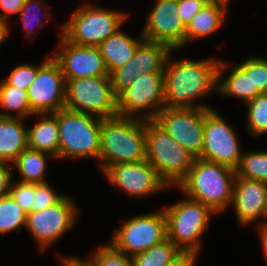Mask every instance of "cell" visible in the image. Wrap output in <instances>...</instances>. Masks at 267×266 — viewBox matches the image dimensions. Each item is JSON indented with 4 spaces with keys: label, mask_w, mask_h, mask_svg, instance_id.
Instances as JSON below:
<instances>
[{
    "label": "cell",
    "mask_w": 267,
    "mask_h": 266,
    "mask_svg": "<svg viewBox=\"0 0 267 266\" xmlns=\"http://www.w3.org/2000/svg\"><path fill=\"white\" fill-rule=\"evenodd\" d=\"M171 50L164 66V108H204L195 99L217 91L220 59L170 61Z\"/></svg>",
    "instance_id": "6da1fadb"
},
{
    "label": "cell",
    "mask_w": 267,
    "mask_h": 266,
    "mask_svg": "<svg viewBox=\"0 0 267 266\" xmlns=\"http://www.w3.org/2000/svg\"><path fill=\"white\" fill-rule=\"evenodd\" d=\"M146 159V120L113 116L101 120L99 166L104 172L115 164Z\"/></svg>",
    "instance_id": "7a4b0ae2"
},
{
    "label": "cell",
    "mask_w": 267,
    "mask_h": 266,
    "mask_svg": "<svg viewBox=\"0 0 267 266\" xmlns=\"http://www.w3.org/2000/svg\"><path fill=\"white\" fill-rule=\"evenodd\" d=\"M235 177V169L229 166L195 158L177 188L188 198L201 202L218 214L232 202Z\"/></svg>",
    "instance_id": "3957f363"
},
{
    "label": "cell",
    "mask_w": 267,
    "mask_h": 266,
    "mask_svg": "<svg viewBox=\"0 0 267 266\" xmlns=\"http://www.w3.org/2000/svg\"><path fill=\"white\" fill-rule=\"evenodd\" d=\"M53 114L59 128V160L94 158L99 161L102 118L66 108Z\"/></svg>",
    "instance_id": "277c9868"
},
{
    "label": "cell",
    "mask_w": 267,
    "mask_h": 266,
    "mask_svg": "<svg viewBox=\"0 0 267 266\" xmlns=\"http://www.w3.org/2000/svg\"><path fill=\"white\" fill-rule=\"evenodd\" d=\"M146 160L170 188L187 176L195 157L154 120H146Z\"/></svg>",
    "instance_id": "5b68a950"
},
{
    "label": "cell",
    "mask_w": 267,
    "mask_h": 266,
    "mask_svg": "<svg viewBox=\"0 0 267 266\" xmlns=\"http://www.w3.org/2000/svg\"><path fill=\"white\" fill-rule=\"evenodd\" d=\"M167 238L182 252H200V236L215 214L199 201L185 198L164 208Z\"/></svg>",
    "instance_id": "8992f818"
},
{
    "label": "cell",
    "mask_w": 267,
    "mask_h": 266,
    "mask_svg": "<svg viewBox=\"0 0 267 266\" xmlns=\"http://www.w3.org/2000/svg\"><path fill=\"white\" fill-rule=\"evenodd\" d=\"M127 17L122 11L81 5L62 26L61 34L74 44L97 47L120 29Z\"/></svg>",
    "instance_id": "52a82bcc"
},
{
    "label": "cell",
    "mask_w": 267,
    "mask_h": 266,
    "mask_svg": "<svg viewBox=\"0 0 267 266\" xmlns=\"http://www.w3.org/2000/svg\"><path fill=\"white\" fill-rule=\"evenodd\" d=\"M64 108L102 119L118 115L117 96L113 92L110 77L66 80Z\"/></svg>",
    "instance_id": "ba28073f"
},
{
    "label": "cell",
    "mask_w": 267,
    "mask_h": 266,
    "mask_svg": "<svg viewBox=\"0 0 267 266\" xmlns=\"http://www.w3.org/2000/svg\"><path fill=\"white\" fill-rule=\"evenodd\" d=\"M163 87L164 73H148L137 77L130 86L117 95V114L123 117L154 120L164 108ZM144 109L145 113L142 112Z\"/></svg>",
    "instance_id": "9c48e42d"
},
{
    "label": "cell",
    "mask_w": 267,
    "mask_h": 266,
    "mask_svg": "<svg viewBox=\"0 0 267 266\" xmlns=\"http://www.w3.org/2000/svg\"><path fill=\"white\" fill-rule=\"evenodd\" d=\"M167 239L164 210L130 218L114 233L111 244L129 257Z\"/></svg>",
    "instance_id": "30bf717a"
},
{
    "label": "cell",
    "mask_w": 267,
    "mask_h": 266,
    "mask_svg": "<svg viewBox=\"0 0 267 266\" xmlns=\"http://www.w3.org/2000/svg\"><path fill=\"white\" fill-rule=\"evenodd\" d=\"M242 156L237 133L215 110L204 109L201 159L236 169Z\"/></svg>",
    "instance_id": "8fae6325"
},
{
    "label": "cell",
    "mask_w": 267,
    "mask_h": 266,
    "mask_svg": "<svg viewBox=\"0 0 267 266\" xmlns=\"http://www.w3.org/2000/svg\"><path fill=\"white\" fill-rule=\"evenodd\" d=\"M76 207L72 199L64 196L59 202L44 210L27 213L25 228L35 238L41 252L74 226L78 212Z\"/></svg>",
    "instance_id": "7c38bea8"
},
{
    "label": "cell",
    "mask_w": 267,
    "mask_h": 266,
    "mask_svg": "<svg viewBox=\"0 0 267 266\" xmlns=\"http://www.w3.org/2000/svg\"><path fill=\"white\" fill-rule=\"evenodd\" d=\"M154 121L192 156L201 157L204 108H163Z\"/></svg>",
    "instance_id": "4fadbf2b"
},
{
    "label": "cell",
    "mask_w": 267,
    "mask_h": 266,
    "mask_svg": "<svg viewBox=\"0 0 267 266\" xmlns=\"http://www.w3.org/2000/svg\"><path fill=\"white\" fill-rule=\"evenodd\" d=\"M66 81L59 64L46 56L38 66L37 76L28 89L30 108L34 114L55 113L65 106Z\"/></svg>",
    "instance_id": "5bb4252c"
},
{
    "label": "cell",
    "mask_w": 267,
    "mask_h": 266,
    "mask_svg": "<svg viewBox=\"0 0 267 266\" xmlns=\"http://www.w3.org/2000/svg\"><path fill=\"white\" fill-rule=\"evenodd\" d=\"M104 174L111 185L136 198L169 190L168 185L158 176L154 166L146 159L112 165L104 171Z\"/></svg>",
    "instance_id": "9a60e30c"
},
{
    "label": "cell",
    "mask_w": 267,
    "mask_h": 266,
    "mask_svg": "<svg viewBox=\"0 0 267 266\" xmlns=\"http://www.w3.org/2000/svg\"><path fill=\"white\" fill-rule=\"evenodd\" d=\"M186 27L178 14V0H157L147 15L141 35L147 41L167 45L171 50L184 48Z\"/></svg>",
    "instance_id": "2e32d148"
},
{
    "label": "cell",
    "mask_w": 267,
    "mask_h": 266,
    "mask_svg": "<svg viewBox=\"0 0 267 266\" xmlns=\"http://www.w3.org/2000/svg\"><path fill=\"white\" fill-rule=\"evenodd\" d=\"M58 51L53 59L59 64L66 80L86 77L109 76L98 47L82 46L68 41L61 35Z\"/></svg>",
    "instance_id": "e0dca14e"
},
{
    "label": "cell",
    "mask_w": 267,
    "mask_h": 266,
    "mask_svg": "<svg viewBox=\"0 0 267 266\" xmlns=\"http://www.w3.org/2000/svg\"><path fill=\"white\" fill-rule=\"evenodd\" d=\"M266 195L267 182L235 177L231 203L240 224H252L257 219H264Z\"/></svg>",
    "instance_id": "ac0fdd59"
},
{
    "label": "cell",
    "mask_w": 267,
    "mask_h": 266,
    "mask_svg": "<svg viewBox=\"0 0 267 266\" xmlns=\"http://www.w3.org/2000/svg\"><path fill=\"white\" fill-rule=\"evenodd\" d=\"M224 61L219 62L217 92L222 96L237 97L248 103L255 96L262 94L260 90H253L252 81V57L234 66L226 79L221 77L228 68Z\"/></svg>",
    "instance_id": "d6986e66"
},
{
    "label": "cell",
    "mask_w": 267,
    "mask_h": 266,
    "mask_svg": "<svg viewBox=\"0 0 267 266\" xmlns=\"http://www.w3.org/2000/svg\"><path fill=\"white\" fill-rule=\"evenodd\" d=\"M145 40L141 35L140 38L134 39L127 33L118 29L106 40L100 43V54L104 59L109 74L114 70L125 65L134 55L137 47Z\"/></svg>",
    "instance_id": "ffe728a7"
},
{
    "label": "cell",
    "mask_w": 267,
    "mask_h": 266,
    "mask_svg": "<svg viewBox=\"0 0 267 266\" xmlns=\"http://www.w3.org/2000/svg\"><path fill=\"white\" fill-rule=\"evenodd\" d=\"M34 115L40 119L34 126L27 128L28 148L59 159V128L56 116L53 113Z\"/></svg>",
    "instance_id": "44dd1931"
},
{
    "label": "cell",
    "mask_w": 267,
    "mask_h": 266,
    "mask_svg": "<svg viewBox=\"0 0 267 266\" xmlns=\"http://www.w3.org/2000/svg\"><path fill=\"white\" fill-rule=\"evenodd\" d=\"M228 2L206 3L187 25L184 47L198 38L209 36L222 26Z\"/></svg>",
    "instance_id": "7402d4cb"
},
{
    "label": "cell",
    "mask_w": 267,
    "mask_h": 266,
    "mask_svg": "<svg viewBox=\"0 0 267 266\" xmlns=\"http://www.w3.org/2000/svg\"><path fill=\"white\" fill-rule=\"evenodd\" d=\"M23 118L0 116V162L13 163L28 147Z\"/></svg>",
    "instance_id": "603a6c76"
},
{
    "label": "cell",
    "mask_w": 267,
    "mask_h": 266,
    "mask_svg": "<svg viewBox=\"0 0 267 266\" xmlns=\"http://www.w3.org/2000/svg\"><path fill=\"white\" fill-rule=\"evenodd\" d=\"M171 49L162 43L144 40L136 49L133 58L137 72L164 73V66Z\"/></svg>",
    "instance_id": "cb8c5ba5"
},
{
    "label": "cell",
    "mask_w": 267,
    "mask_h": 266,
    "mask_svg": "<svg viewBox=\"0 0 267 266\" xmlns=\"http://www.w3.org/2000/svg\"><path fill=\"white\" fill-rule=\"evenodd\" d=\"M48 158L54 160L50 154L27 147L12 164L17 168L21 182L46 183L44 176Z\"/></svg>",
    "instance_id": "d4e9b609"
},
{
    "label": "cell",
    "mask_w": 267,
    "mask_h": 266,
    "mask_svg": "<svg viewBox=\"0 0 267 266\" xmlns=\"http://www.w3.org/2000/svg\"><path fill=\"white\" fill-rule=\"evenodd\" d=\"M0 107L6 112H1L2 117L23 118L34 116L30 108L28 90L9 85L5 80L0 83ZM9 111V113H8ZM16 112L15 114H11Z\"/></svg>",
    "instance_id": "484cf974"
},
{
    "label": "cell",
    "mask_w": 267,
    "mask_h": 266,
    "mask_svg": "<svg viewBox=\"0 0 267 266\" xmlns=\"http://www.w3.org/2000/svg\"><path fill=\"white\" fill-rule=\"evenodd\" d=\"M181 251L168 238L132 256L133 266H166Z\"/></svg>",
    "instance_id": "4316f807"
},
{
    "label": "cell",
    "mask_w": 267,
    "mask_h": 266,
    "mask_svg": "<svg viewBox=\"0 0 267 266\" xmlns=\"http://www.w3.org/2000/svg\"><path fill=\"white\" fill-rule=\"evenodd\" d=\"M237 177L267 182V151L242 152Z\"/></svg>",
    "instance_id": "83f0119b"
},
{
    "label": "cell",
    "mask_w": 267,
    "mask_h": 266,
    "mask_svg": "<svg viewBox=\"0 0 267 266\" xmlns=\"http://www.w3.org/2000/svg\"><path fill=\"white\" fill-rule=\"evenodd\" d=\"M26 216L27 213L10 195L0 198V234L12 230L20 232L21 226L25 227Z\"/></svg>",
    "instance_id": "f1b7e54d"
},
{
    "label": "cell",
    "mask_w": 267,
    "mask_h": 266,
    "mask_svg": "<svg viewBox=\"0 0 267 266\" xmlns=\"http://www.w3.org/2000/svg\"><path fill=\"white\" fill-rule=\"evenodd\" d=\"M247 128L257 137L267 133V93L255 96L247 103Z\"/></svg>",
    "instance_id": "f546056e"
},
{
    "label": "cell",
    "mask_w": 267,
    "mask_h": 266,
    "mask_svg": "<svg viewBox=\"0 0 267 266\" xmlns=\"http://www.w3.org/2000/svg\"><path fill=\"white\" fill-rule=\"evenodd\" d=\"M142 75L140 71L137 72L133 57L125 65L114 69L109 74L114 94L117 96L121 91L130 86L137 77Z\"/></svg>",
    "instance_id": "4dcf8cb0"
},
{
    "label": "cell",
    "mask_w": 267,
    "mask_h": 266,
    "mask_svg": "<svg viewBox=\"0 0 267 266\" xmlns=\"http://www.w3.org/2000/svg\"><path fill=\"white\" fill-rule=\"evenodd\" d=\"M96 251L91 258L97 266H133L132 258L117 250L111 243Z\"/></svg>",
    "instance_id": "1f68e13d"
},
{
    "label": "cell",
    "mask_w": 267,
    "mask_h": 266,
    "mask_svg": "<svg viewBox=\"0 0 267 266\" xmlns=\"http://www.w3.org/2000/svg\"><path fill=\"white\" fill-rule=\"evenodd\" d=\"M40 5L41 2L39 0H25L24 5L22 6L21 11L19 12V14L21 15L22 25L24 26L25 29V34L28 37H30L32 34H34V31H36L34 29L35 26H38L39 27L38 29H42L43 26L46 25V22L45 21L42 22L41 19H44L47 16H49L47 9H45L46 11H43V15L41 17L37 18V13H38L37 11L39 10L40 12V9H43L39 7ZM33 23H37L38 25Z\"/></svg>",
    "instance_id": "d6a6232c"
},
{
    "label": "cell",
    "mask_w": 267,
    "mask_h": 266,
    "mask_svg": "<svg viewBox=\"0 0 267 266\" xmlns=\"http://www.w3.org/2000/svg\"><path fill=\"white\" fill-rule=\"evenodd\" d=\"M38 66L23 64L15 67L4 80L11 86L28 90L37 76Z\"/></svg>",
    "instance_id": "836d02e7"
},
{
    "label": "cell",
    "mask_w": 267,
    "mask_h": 266,
    "mask_svg": "<svg viewBox=\"0 0 267 266\" xmlns=\"http://www.w3.org/2000/svg\"><path fill=\"white\" fill-rule=\"evenodd\" d=\"M64 196L57 194L47 182L35 183L34 204L31 206V212L44 210L59 202Z\"/></svg>",
    "instance_id": "e575fe53"
},
{
    "label": "cell",
    "mask_w": 267,
    "mask_h": 266,
    "mask_svg": "<svg viewBox=\"0 0 267 266\" xmlns=\"http://www.w3.org/2000/svg\"><path fill=\"white\" fill-rule=\"evenodd\" d=\"M35 183L17 182L11 185L9 195L26 212H31V206L34 204Z\"/></svg>",
    "instance_id": "d590c367"
},
{
    "label": "cell",
    "mask_w": 267,
    "mask_h": 266,
    "mask_svg": "<svg viewBox=\"0 0 267 266\" xmlns=\"http://www.w3.org/2000/svg\"><path fill=\"white\" fill-rule=\"evenodd\" d=\"M253 90L267 93V59L252 57Z\"/></svg>",
    "instance_id": "8d00e7d4"
},
{
    "label": "cell",
    "mask_w": 267,
    "mask_h": 266,
    "mask_svg": "<svg viewBox=\"0 0 267 266\" xmlns=\"http://www.w3.org/2000/svg\"><path fill=\"white\" fill-rule=\"evenodd\" d=\"M205 4L204 0H178V14L185 27Z\"/></svg>",
    "instance_id": "74e56055"
},
{
    "label": "cell",
    "mask_w": 267,
    "mask_h": 266,
    "mask_svg": "<svg viewBox=\"0 0 267 266\" xmlns=\"http://www.w3.org/2000/svg\"><path fill=\"white\" fill-rule=\"evenodd\" d=\"M24 2L25 0H0V8L3 11V14L0 12V21L9 23V21H7L9 19L8 17L19 14Z\"/></svg>",
    "instance_id": "f35d334b"
},
{
    "label": "cell",
    "mask_w": 267,
    "mask_h": 266,
    "mask_svg": "<svg viewBox=\"0 0 267 266\" xmlns=\"http://www.w3.org/2000/svg\"><path fill=\"white\" fill-rule=\"evenodd\" d=\"M9 166V163L0 162V198L8 196L10 193L12 172L9 169Z\"/></svg>",
    "instance_id": "ab89813d"
},
{
    "label": "cell",
    "mask_w": 267,
    "mask_h": 266,
    "mask_svg": "<svg viewBox=\"0 0 267 266\" xmlns=\"http://www.w3.org/2000/svg\"><path fill=\"white\" fill-rule=\"evenodd\" d=\"M198 253L180 252L166 266H195Z\"/></svg>",
    "instance_id": "60d3db41"
},
{
    "label": "cell",
    "mask_w": 267,
    "mask_h": 266,
    "mask_svg": "<svg viewBox=\"0 0 267 266\" xmlns=\"http://www.w3.org/2000/svg\"><path fill=\"white\" fill-rule=\"evenodd\" d=\"M62 266H97L92 258L90 260L78 259L77 257H61Z\"/></svg>",
    "instance_id": "b9f144b4"
},
{
    "label": "cell",
    "mask_w": 267,
    "mask_h": 266,
    "mask_svg": "<svg viewBox=\"0 0 267 266\" xmlns=\"http://www.w3.org/2000/svg\"><path fill=\"white\" fill-rule=\"evenodd\" d=\"M258 231L260 232V239L262 244V251H264V257L267 261V223H258L257 225Z\"/></svg>",
    "instance_id": "7bdbcfd3"
},
{
    "label": "cell",
    "mask_w": 267,
    "mask_h": 266,
    "mask_svg": "<svg viewBox=\"0 0 267 266\" xmlns=\"http://www.w3.org/2000/svg\"><path fill=\"white\" fill-rule=\"evenodd\" d=\"M9 25L8 23L0 21V46L10 33Z\"/></svg>",
    "instance_id": "ee69618b"
},
{
    "label": "cell",
    "mask_w": 267,
    "mask_h": 266,
    "mask_svg": "<svg viewBox=\"0 0 267 266\" xmlns=\"http://www.w3.org/2000/svg\"><path fill=\"white\" fill-rule=\"evenodd\" d=\"M264 220L263 223H267V195L265 199V210H264Z\"/></svg>",
    "instance_id": "f6af8a7d"
},
{
    "label": "cell",
    "mask_w": 267,
    "mask_h": 266,
    "mask_svg": "<svg viewBox=\"0 0 267 266\" xmlns=\"http://www.w3.org/2000/svg\"><path fill=\"white\" fill-rule=\"evenodd\" d=\"M206 3L229 2L230 0H204Z\"/></svg>",
    "instance_id": "bcb514c9"
}]
</instances>
